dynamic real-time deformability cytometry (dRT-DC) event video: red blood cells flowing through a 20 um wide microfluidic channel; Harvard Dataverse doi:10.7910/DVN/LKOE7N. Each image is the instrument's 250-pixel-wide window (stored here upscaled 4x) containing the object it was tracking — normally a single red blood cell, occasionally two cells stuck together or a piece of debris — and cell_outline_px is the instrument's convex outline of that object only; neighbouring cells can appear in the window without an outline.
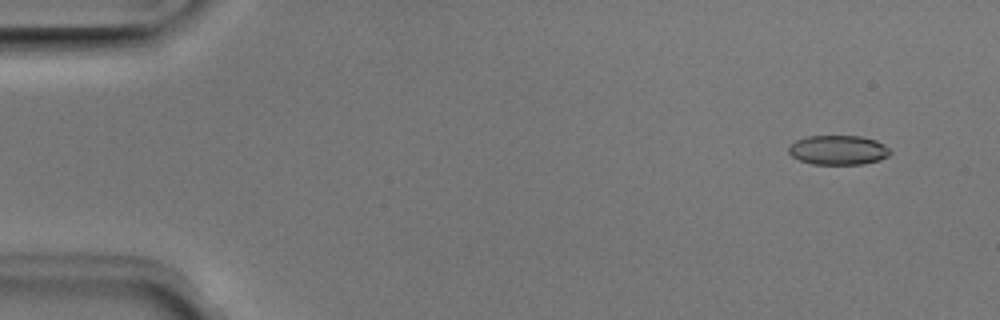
{"species": "Egyptian fruit bat (a non-hibernating species)", "species_latin": "Rousettus aegyptiacus", "temperature_condition": "room temperature", "stored_images_in_passage": 51, "camera_frame_rate_fps": 3000, "um_per_image_px": 0.085, "animal": {"sex": "male"}, "frame": {"image": 1, "passage_image": 4, "time_ms": 1.0, "image_size_px": [1000, 320], "cell_outline_px": [[892, 152], [888, 156], [880, 160], [864, 164], [812, 164], [800, 160], [792, 156], [788, 152], [788, 148], [796, 140], [808, 136], [860, 136], [876, 140], [884, 144]], "centroid_in_image_um": [71.27, 12.75], "position_along_channel_um": 13.7, "area_um2": 17.46}}
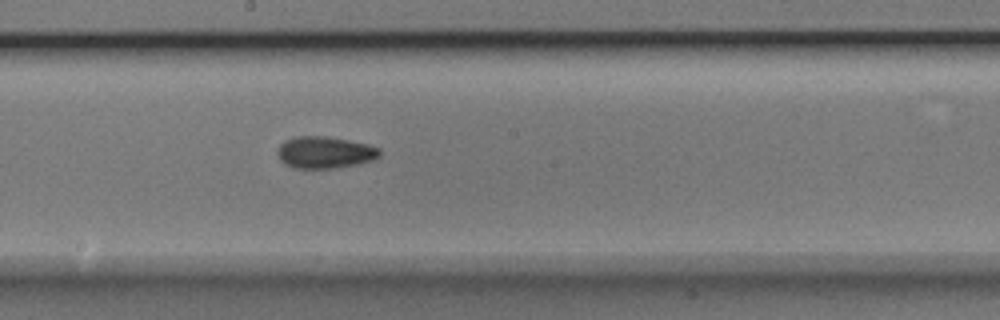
{"frame": {"image": 2, "passage_image": 28, "time_ms": 9.0, "image_size_px": [1000, 320], "cell_outline_px": [[380, 156], [372, 160], [360, 164], [336, 168], [292, 168], [284, 164], [280, 160], [276, 152], [280, 144], [284, 140], [296, 136], [328, 136], [368, 144], [380, 148]], "centroid_in_image_um": [27.59, 12.95], "position_along_channel_um": 220.6, "area_um2": 19.25}}
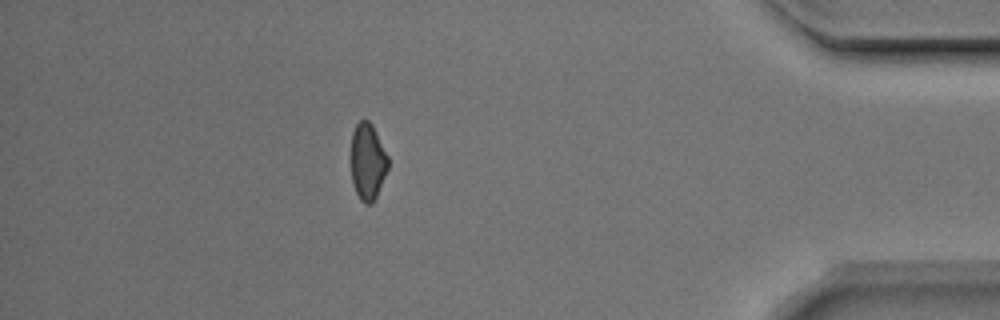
{"frame": {"image": 3, "passage_image": 45, "time_ms": 14.667, "image_size_px": [1000, 320], "cell_outline_px": [[388, 168], [376, 196], [372, 204], [364, 204], [360, 200], [352, 184], [348, 160], [352, 132], [356, 124], [360, 120], [368, 120], [372, 124], [388, 156]], "centroid_in_image_um": [31.19, 13.73], "position_along_channel_um": 404.0, "area_um2": 17.17}, "authors_computed_cell_mechanics": {"area_um2": 17.7446, "velocity_mm_per_s": 4.0078, "shape_relaxation_time_tau1_ms": 7.2484, "shape_relaxation_time_tau2_ms": 5.4195, "deformation_change_tau1": 0.1261, "deformation_change_tau2": 0.1139}}